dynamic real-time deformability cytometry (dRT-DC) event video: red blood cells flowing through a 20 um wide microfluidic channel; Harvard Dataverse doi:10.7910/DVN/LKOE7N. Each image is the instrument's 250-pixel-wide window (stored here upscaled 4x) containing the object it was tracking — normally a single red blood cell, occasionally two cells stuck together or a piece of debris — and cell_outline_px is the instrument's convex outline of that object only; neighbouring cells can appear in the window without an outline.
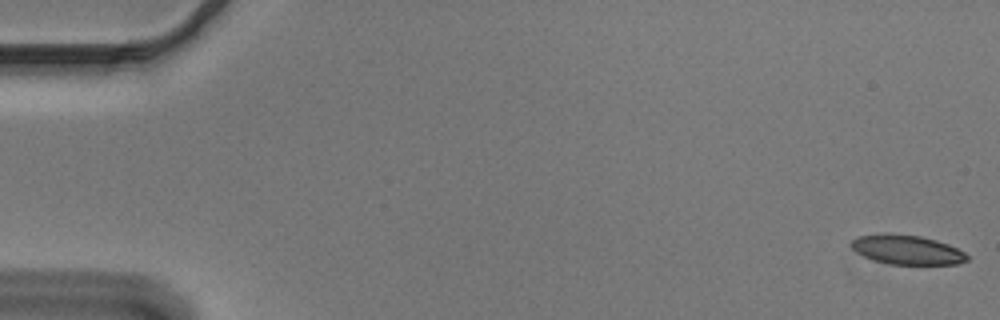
{"species": "Egyptian fruit bat (a non-hibernating species)", "species_latin": "Rousettus aegyptiacus", "temperature_condition": "cold", "stored_images_in_passage": 55, "camera_frame_rate_fps": 3000, "um_per_image_px": 0.085, "animal": {"sex": "male"}, "frame": {"image": 1, "passage_image": 1, "time_ms": 0.0, "image_size_px": [1000, 320], "cell_outline_px": [[968, 260], [956, 264], [888, 264], [872, 260], [856, 252], [852, 248], [852, 240], [860, 236], [884, 232], [888, 232], [920, 236], [936, 240], [948, 244], [964, 252], [968, 256]], "centroid_in_image_um": [77.07, 21.22], "position_along_channel_um": 7.9, "area_um2": 19.88}}
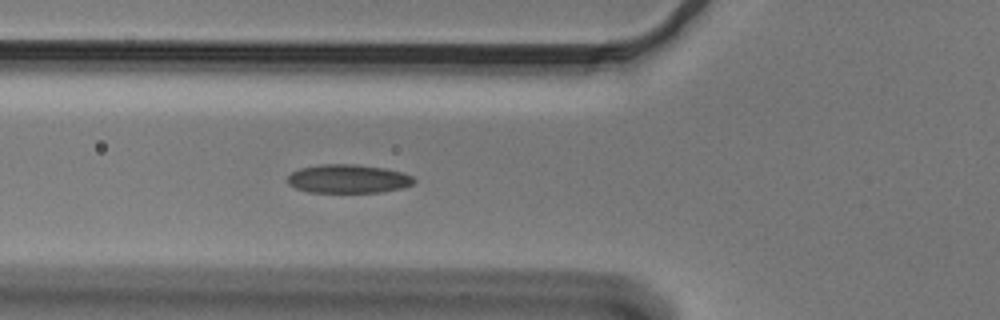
{"frame": {"image": 2, "passage_image": 20, "time_ms": 6.333, "image_size_px": [1000, 320], "cell_outline_px": [[416, 180], [412, 184], [404, 188], [380, 192], [308, 192], [296, 188], [288, 184], [288, 176], [292, 172], [300, 168], [320, 164], [356, 164], [384, 168], [404, 172], [412, 176]], "centroid_in_image_um": [29.61, 15.19], "position_along_channel_um": 96.2, "area_um2": 21.21}}
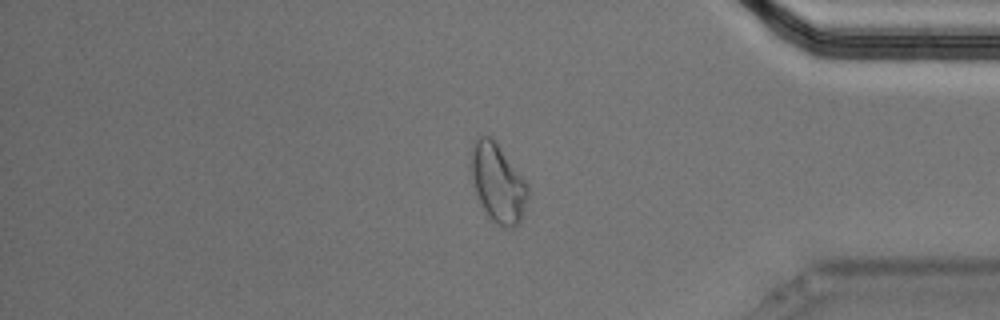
{"frame": {"image": 3, "passage_image": 46, "time_ms": 15.0, "image_size_px": [1000, 320], "cell_outline_px": [[528, 196], [520, 220], [512, 228], [508, 228], [496, 224], [492, 220], [484, 208], [476, 192], [468, 168], [472, 144], [476, 136], [488, 136], [496, 144], [524, 180], [528, 188]], "centroid_in_image_um": [42.26, 15.54], "position_along_channel_um": 392.9, "area_um2": 25.37}, "authors_computed_cell_mechanics": {"area_um2": 21.097, "velocity_mm_per_s": 3.6745, "shape_relaxation_time_tau1_ms": 7.7338, "shape_relaxation_time_tau2_ms": 3.2648, "deformation_change_tau1": 0.1718, "deformation_change_tau2": 0.0799}}